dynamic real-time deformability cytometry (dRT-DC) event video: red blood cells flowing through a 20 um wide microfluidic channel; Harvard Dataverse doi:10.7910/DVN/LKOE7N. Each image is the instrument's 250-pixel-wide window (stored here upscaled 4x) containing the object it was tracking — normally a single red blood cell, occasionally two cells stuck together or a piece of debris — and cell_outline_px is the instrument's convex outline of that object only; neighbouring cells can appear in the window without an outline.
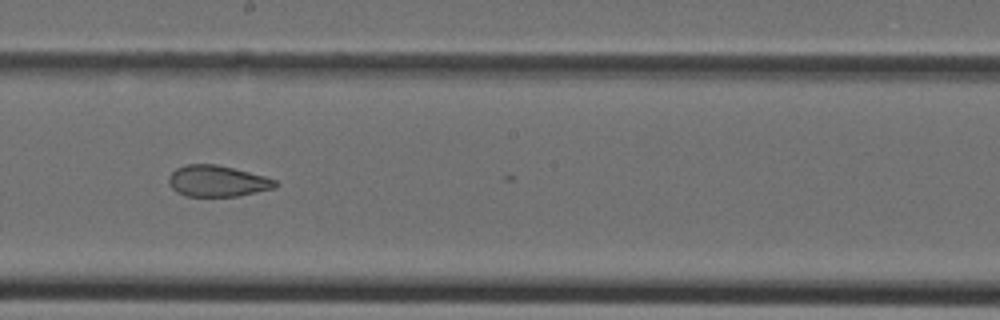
{"species": "Egyptian fruit bat (a non-hibernating species)", "species_latin": "Rousettus aegyptiacus", "temperature_condition": "cold", "stored_images_in_passage": 23, "camera_frame_rate_fps": 3000, "um_per_image_px": 0.085, "animal": {"sex": "female"}, "frame": {"image": 1, "passage_image": 22, "time_ms": 7.0, "image_size_px": [1000, 320], "cell_outline_px": [[280, 184], [276, 188], [240, 196], [184, 196], [176, 192], [168, 184], [168, 176], [176, 168], [188, 164], [216, 164], [264, 176], [276, 180]], "centroid_in_image_um": [18.47, 15.4], "position_along_channel_um": 229.7, "area_um2": 19.54}}